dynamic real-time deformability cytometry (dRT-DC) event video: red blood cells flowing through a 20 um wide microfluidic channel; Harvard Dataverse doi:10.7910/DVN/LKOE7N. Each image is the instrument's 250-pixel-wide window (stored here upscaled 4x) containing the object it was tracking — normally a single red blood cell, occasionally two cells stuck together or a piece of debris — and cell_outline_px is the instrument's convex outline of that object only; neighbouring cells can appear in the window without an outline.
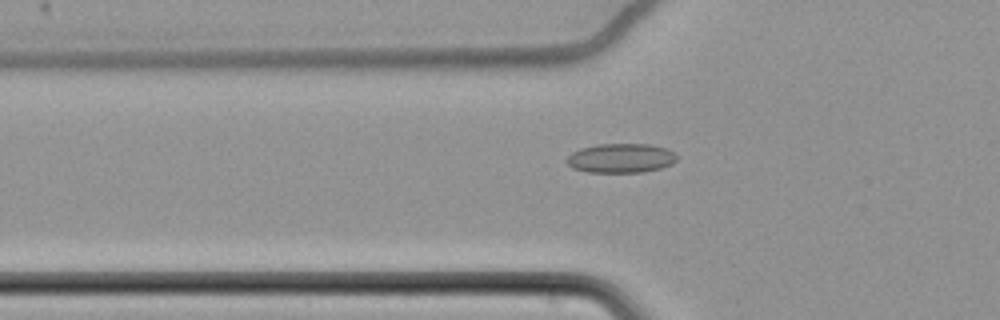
{"species": "common noctule bat (a hibernating species)", "species_latin": "Nyctalus noctula", "temperature_condition": "cold", "stored_images_in_passage": 49, "camera_frame_rate_fps": 3000, "um_per_image_px": 0.085, "animal": {"sex": "female", "body_mass_g": 22.7, "forearm_length_mm": 54.2}, "frame": {"image": 1, "passage_image": 10, "time_ms": 3.0, "image_size_px": [1000, 320], "cell_outline_px": [[676, 160], [672, 164], [660, 168], [644, 172], [588, 172], [572, 168], [564, 160], [572, 152], [580, 148], [596, 144], [648, 144], [668, 148], [676, 156]], "centroid_in_image_um": [52.74, 13.44], "position_along_channel_um": 73.1, "area_um2": 18.9}}
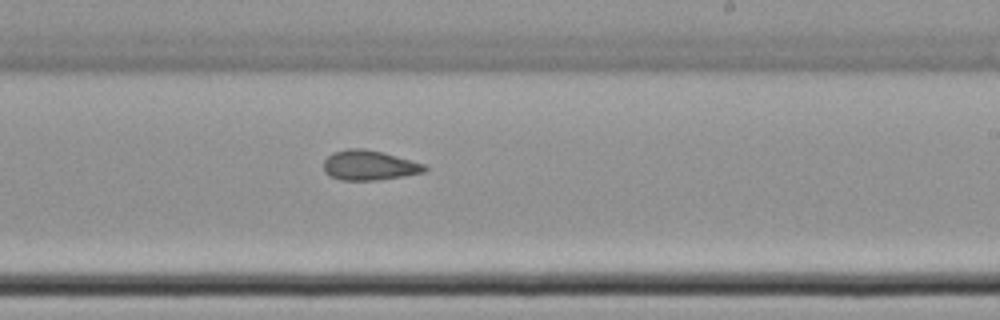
{"frame": {"image": 2, "passage_image": 26, "time_ms": 8.333, "image_size_px": [1000, 320], "cell_outline_px": [[428, 168], [424, 172], [404, 176], [380, 180], [340, 180], [328, 176], [324, 172], [324, 160], [332, 152], [348, 148], [364, 148], [384, 152], [424, 164]], "centroid_in_image_um": [31.36, 14.05], "position_along_channel_um": 257.6, "area_um2": 17.8}}
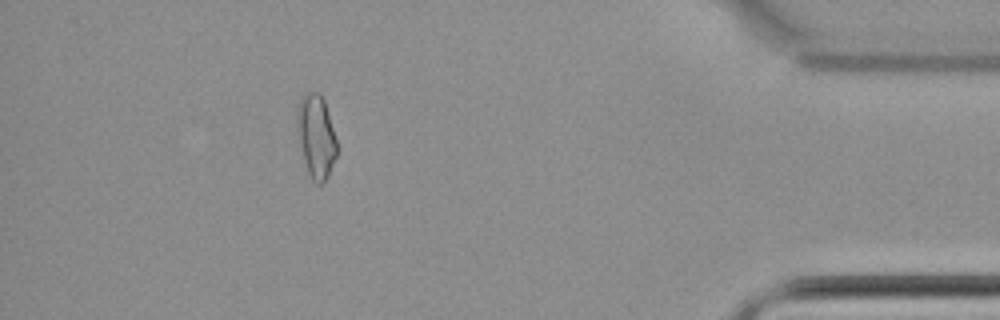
{"frame": {"image": 3, "passage_image": 43, "time_ms": 14.0, "image_size_px": [1000, 320], "cell_outline_px": [[336, 156], [328, 176], [320, 184], [316, 184], [312, 180], [308, 172], [300, 148], [296, 112], [300, 100], [308, 92], [320, 92], [324, 100], [336, 140]], "centroid_in_image_um": [26.86, 11.59], "position_along_channel_um": 408.3, "area_um2": 18.9}, "authors_computed_cell_mechanics": {"area_um2": 17.918, "velocity_mm_per_s": 3.4776, "shape_relaxation_time_tau1_ms": null, "shape_relaxation_time_tau2_ms": 6.4868, "deformation_change_tau1": null, "deformation_change_tau2": 0.1219}}